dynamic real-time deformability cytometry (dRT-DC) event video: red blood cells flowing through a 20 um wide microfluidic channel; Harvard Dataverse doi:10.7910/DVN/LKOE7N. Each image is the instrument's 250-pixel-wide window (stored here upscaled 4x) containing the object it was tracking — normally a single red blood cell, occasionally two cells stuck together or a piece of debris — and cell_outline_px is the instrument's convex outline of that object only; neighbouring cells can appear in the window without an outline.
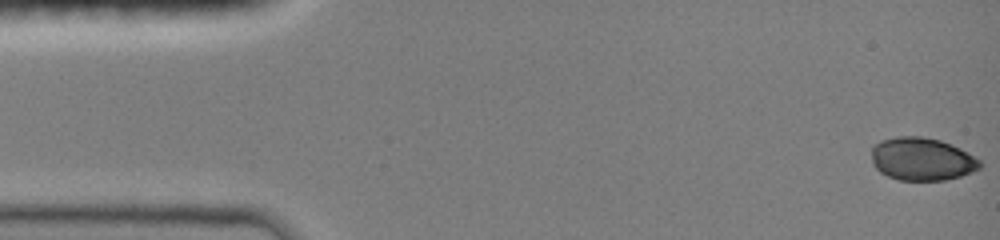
{"species": "common noctule bat (a hibernating species)", "species_latin": "Nyctalus noctula", "temperature_condition": "room temperature", "stored_images_in_passage": 47, "camera_frame_rate_fps": 3000, "um_per_image_px": 0.085, "animal": {"sex": "female", "body_mass_g": 19.0, "forearm_length_mm": 51.5}, "frame": {"image": 1, "passage_image": 1, "time_ms": 0.0, "image_size_px": [1000, 240], "cell_outline_px": [[980, 168], [960, 176], [944, 180], [900, 180], [888, 176], [880, 172], [872, 164], [872, 148], [880, 140], [896, 136], [920, 136], [940, 140], [952, 144], [968, 152], [980, 160]], "centroid_in_image_um": [78.35, 13.51], "position_along_channel_um": 6.7, "area_um2": 27.11}}
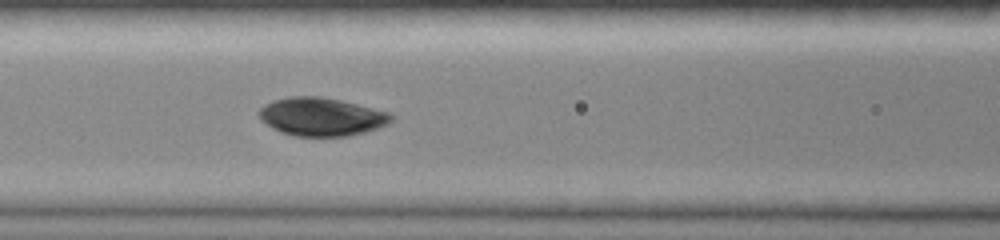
{"frame": {"image": 2, "passage_image": 20, "time_ms": 6.333, "image_size_px": [1000, 240], "cell_outline_px": [[396, 116], [388, 124], [364, 132], [348, 136], [296, 136], [280, 132], [272, 128], [260, 120], [256, 112], [264, 104], [272, 100], [288, 96], [320, 96], [340, 100], [392, 112]], "centroid_in_image_um": [27.31, 9.91], "position_along_channel_um": 139.3, "area_um2": 29.88}}
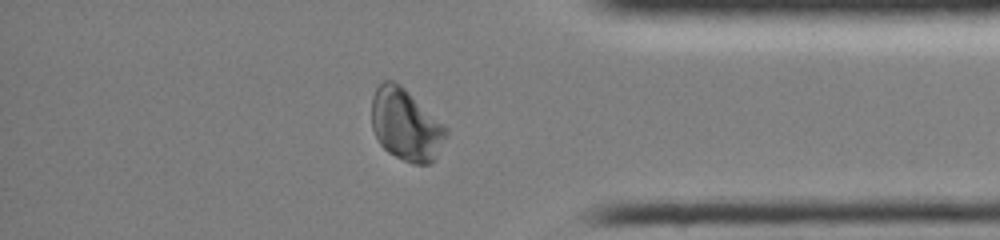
{"frame": {"image": 3, "passage_image": 40, "time_ms": 13.0, "image_size_px": [1000, 240], "cell_outline_px": [[448, 132], [436, 156], [428, 164], [412, 164], [388, 152], [380, 144], [372, 128], [372, 96], [376, 88], [384, 80], [392, 80], [400, 84], [444, 124], [448, 128]], "centroid_in_image_um": [34.48, 10.59], "position_along_channel_um": 400.7, "area_um2": 30.92}, "authors_computed_cell_mechanics": {"area_um2": 29.767, "velocity_mm_per_s": 4.0491, "shape_relaxation_time_tau1_ms": 3.9425, "shape_relaxation_time_tau2_ms": null, "deformation_change_tau1": 0.1035, "deformation_change_tau2": null}}